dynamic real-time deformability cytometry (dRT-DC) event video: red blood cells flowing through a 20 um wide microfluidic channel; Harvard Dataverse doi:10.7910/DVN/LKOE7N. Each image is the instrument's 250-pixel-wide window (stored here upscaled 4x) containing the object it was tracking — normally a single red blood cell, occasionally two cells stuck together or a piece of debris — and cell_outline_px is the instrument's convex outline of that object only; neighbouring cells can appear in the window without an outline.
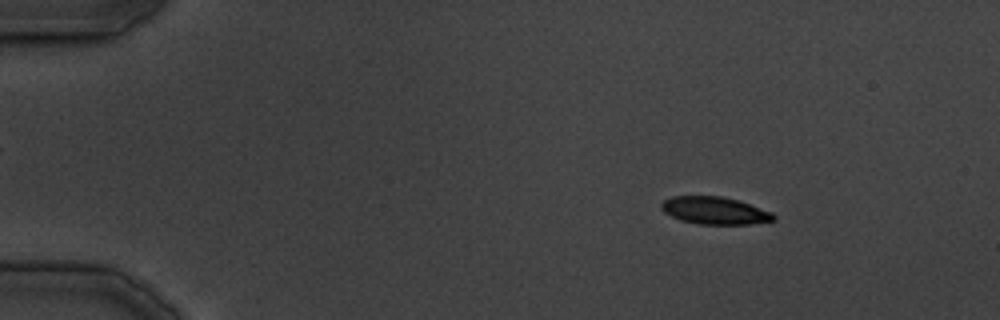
{"species": "common noctule bat (a hibernating species)", "species_latin": "Nyctalus noctula", "temperature_condition": "cold", "stored_images_in_passage": 37, "camera_frame_rate_fps": 3000, "um_per_image_px": 0.085, "animal": {"sex": "male", "body_mass_g": 19.5, "forearm_length_mm": 54.6}, "frame": {"image": 1, "passage_image": 3, "time_ms": 2.333, "image_size_px": [1000, 320], "cell_outline_px": [[776, 220], [752, 224], [700, 224], [680, 220], [664, 212], [660, 208], [660, 204], [664, 200], [672, 196], [720, 196], [740, 200], [772, 212], [776, 216]], "centroid_in_image_um": [60.77, 17.89], "position_along_channel_um": 24.2, "area_um2": 18.09}}
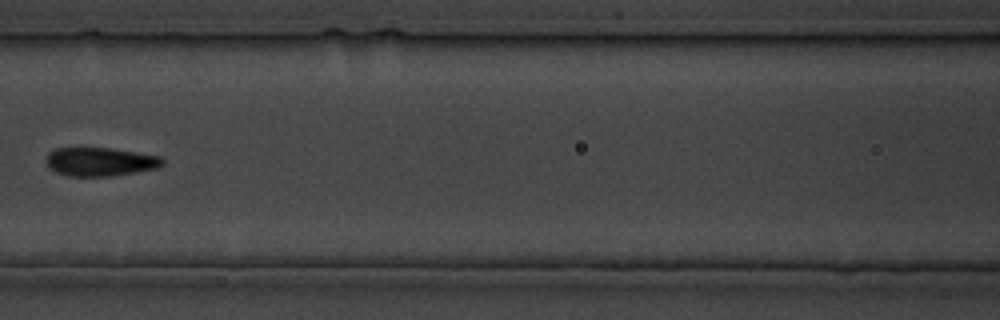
{"frame": {"image": 2, "passage_image": 16, "time_ms": 17.333, "image_size_px": [1000, 320], "cell_outline_px": [[164, 164], [160, 168], [112, 176], [68, 176], [56, 172], [48, 168], [44, 160], [48, 152], [56, 148], [84, 144], [112, 148], [160, 156], [164, 160]], "centroid_in_image_um": [8.45, 13.7], "position_along_channel_um": 158.2, "area_um2": 20.52}}
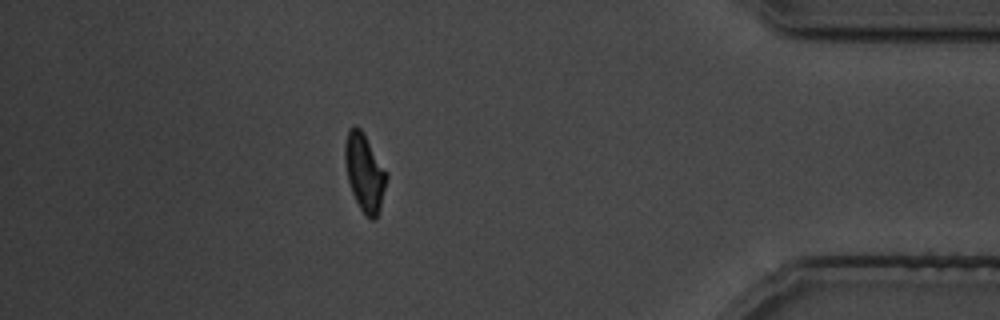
{"frame": {"image": 3, "passage_image": 33, "time_ms": 36.667, "image_size_px": [1000, 320], "cell_outline_px": [[388, 176], [380, 208], [376, 220], [372, 220], [360, 208], [352, 192], [348, 180], [344, 160], [344, 148], [348, 128], [356, 124], [364, 132], [388, 172]], "centroid_in_image_um": [31.0, 14.6], "position_along_channel_um": 404.2, "area_um2": 19.02}}